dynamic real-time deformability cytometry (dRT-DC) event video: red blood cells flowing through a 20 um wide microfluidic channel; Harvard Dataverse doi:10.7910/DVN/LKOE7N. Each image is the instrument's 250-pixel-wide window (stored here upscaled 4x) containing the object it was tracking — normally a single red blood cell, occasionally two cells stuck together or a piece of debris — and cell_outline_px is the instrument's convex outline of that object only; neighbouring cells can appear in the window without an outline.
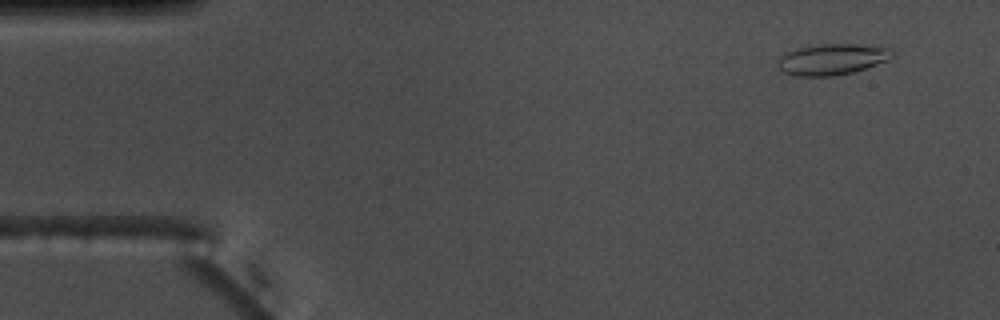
{"species": "common noctule bat (a hibernating species)", "species_latin": "Nyctalus noctula", "temperature_condition": "warm", "stored_images_in_passage": 52, "camera_frame_rate_fps": 3000, "um_per_image_px": 0.085, "animal": {"sex": "male", "body_mass_g": 17.5, "forearm_length_mm": 52.3}, "frame": {"image": 1, "passage_image": 1, "time_ms": 0.0, "image_size_px": [1000, 320], "cell_outline_px": [[896, 56], [888, 60], [852, 72], [832, 76], [792, 76], [780, 72], [776, 68], [776, 60], [784, 52], [796, 48], [816, 44], [860, 44], [892, 48]], "centroid_in_image_um": [70.66, 5.04], "position_along_channel_um": 14.3, "area_um2": 21.27}}
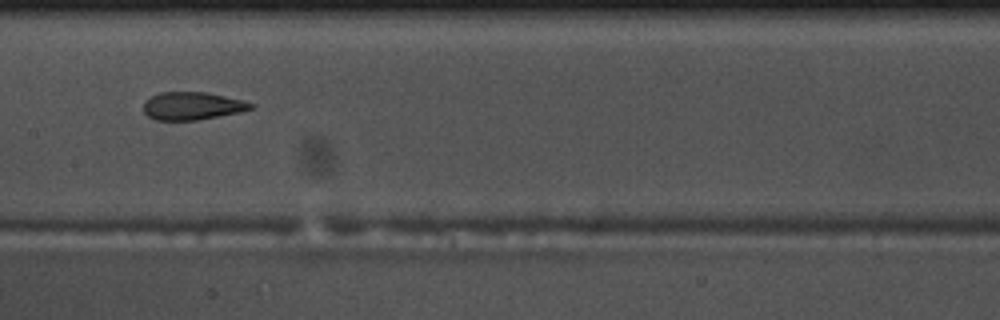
{"frame": {"image": 2, "passage_image": 24, "time_ms": 7.667, "image_size_px": [1000, 320], "cell_outline_px": [[256, 108], [240, 112], [196, 120], [156, 120], [148, 116], [144, 112], [144, 100], [160, 92], [208, 92], [244, 100], [256, 104]], "centroid_in_image_um": [16.39, 8.99], "position_along_channel_um": 191.0, "area_um2": 17.57}}
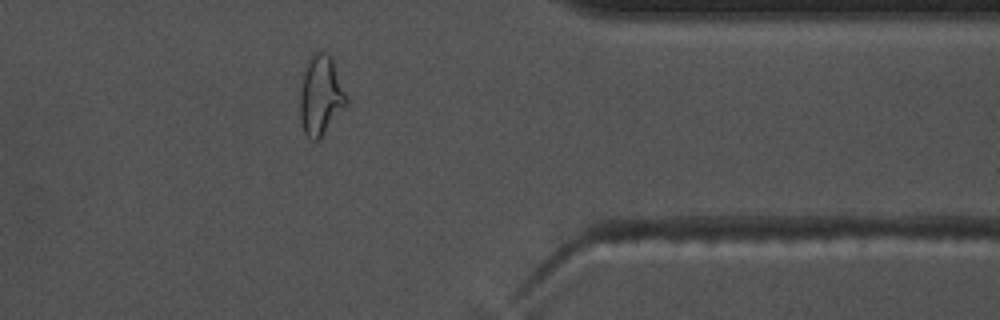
{"frame": {"image": 3, "passage_image": 41, "time_ms": 13.333, "image_size_px": [1000, 320], "cell_outline_px": [[348, 104], [320, 140], [312, 140], [304, 132], [300, 120], [300, 92], [304, 72], [308, 56], [312, 52], [320, 48], [332, 60], [348, 96]], "centroid_in_image_um": [27.27, 8.11], "position_along_channel_um": 384.1, "area_um2": 21.91}, "authors_computed_cell_mechanics": {"area_um2": 19.4786, "velocity_mm_per_s": 3.6843, "shape_relaxation_time_tau1_ms": null, "shape_relaxation_time_tau2_ms": 1.7157, "deformation_change_tau1": null, "deformation_change_tau2": 0.0964}}